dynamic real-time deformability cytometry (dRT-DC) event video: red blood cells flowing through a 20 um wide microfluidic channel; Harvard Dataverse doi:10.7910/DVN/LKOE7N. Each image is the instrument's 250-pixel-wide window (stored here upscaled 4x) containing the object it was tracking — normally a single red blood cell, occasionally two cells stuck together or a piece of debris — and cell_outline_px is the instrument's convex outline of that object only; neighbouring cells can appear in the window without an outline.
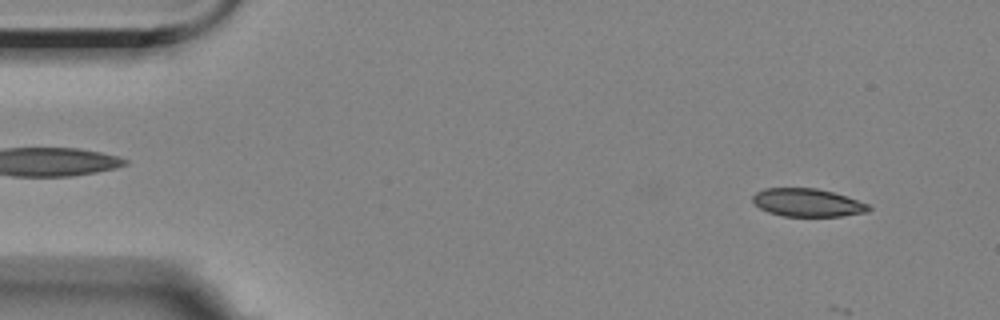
{"species": "Egyptian fruit bat (a non-hibernating species)", "species_latin": "Rousettus aegyptiacus", "temperature_condition": "room temperature", "stored_images_in_passage": 6, "camera_frame_rate_fps": 3000, "um_per_image_px": 0.085, "animal": {"sex": "female"}, "frame": {"image": 1, "passage_image": 4, "time_ms": 1.0, "image_size_px": [1000, 320], "cell_outline_px": [[872, 208], [868, 212], [840, 216], [784, 216], [768, 212], [760, 208], [752, 200], [752, 196], [756, 192], [764, 188], [816, 188], [832, 192], [868, 204]], "centroid_in_image_um": [68.61, 17.22], "position_along_channel_um": 16.4, "area_um2": 18.79}}